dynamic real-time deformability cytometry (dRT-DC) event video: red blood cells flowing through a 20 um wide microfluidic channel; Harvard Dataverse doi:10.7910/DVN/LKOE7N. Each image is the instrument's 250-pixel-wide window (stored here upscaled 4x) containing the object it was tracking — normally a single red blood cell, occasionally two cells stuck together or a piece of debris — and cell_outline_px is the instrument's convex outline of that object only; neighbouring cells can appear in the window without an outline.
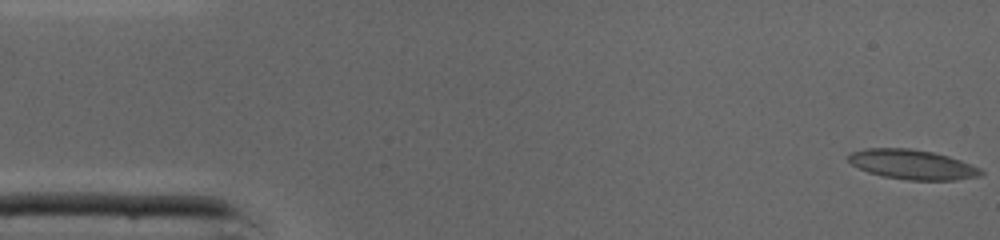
{"species": "common noctule bat (a hibernating species)", "species_latin": "Nyctalus noctula", "temperature_condition": "cold", "stored_images_in_passage": 46, "camera_frame_rate_fps": 3000, "um_per_image_px": 0.085, "animal": {"sex": "male", "body_mass_g": 19.0, "forearm_length_mm": 50.8}, "frame": {"image": 1, "passage_image": 1, "time_ms": 0.0, "image_size_px": [1000, 240], "cell_outline_px": [[984, 172], [980, 176], [956, 180], [908, 180], [884, 176], [868, 172], [852, 164], [848, 160], [848, 156], [852, 152], [864, 148], [908, 148], [932, 152], [948, 156], [960, 160], [980, 168]], "centroid_in_image_um": [77.56, 13.98], "position_along_channel_um": 7.4, "area_um2": 22.77}}
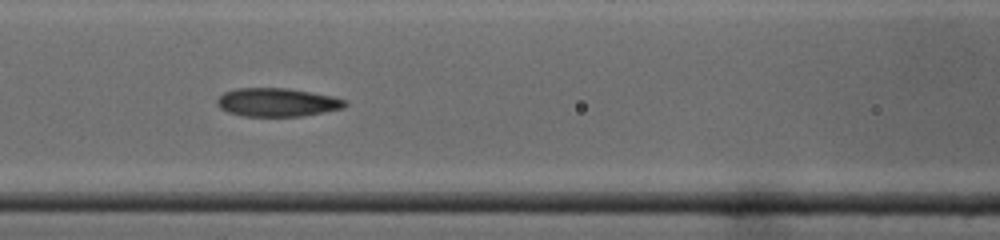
{"frame": {"image": 2, "passage_image": 19, "time_ms": 6.0, "image_size_px": [1000, 240], "cell_outline_px": [[348, 104], [344, 108], [324, 112], [300, 116], [244, 116], [228, 112], [220, 108], [216, 104], [216, 100], [224, 92], [236, 88], [288, 88], [312, 92], [332, 96], [348, 100]], "centroid_in_image_um": [23.58, 8.69], "position_along_channel_um": 143.0, "area_um2": 21.33}}
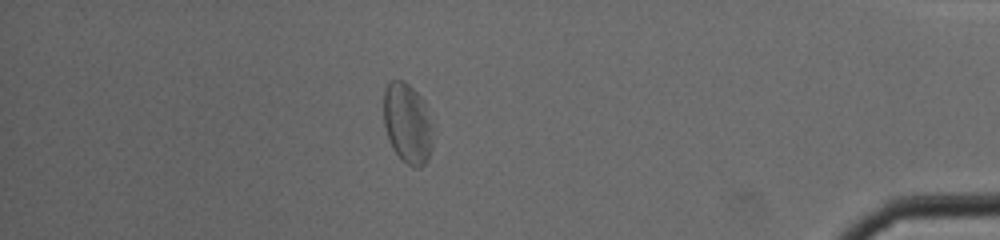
{"frame": {"image": 3, "passage_image": 40, "time_ms": 13.0, "image_size_px": [1000, 240], "cell_outline_px": [[432, 148], [428, 160], [420, 168], [416, 168], [408, 164], [392, 148], [388, 140], [384, 124], [384, 88], [392, 80], [404, 80], [424, 100], [432, 140]], "centroid_in_image_um": [34.6, 10.49], "position_along_channel_um": 400.6, "area_um2": 22.66}, "authors_computed_cell_mechanics": {"area_um2": 21.8195, "velocity_mm_per_s": 4.3158, "shape_relaxation_time_tau1_ms": null, "shape_relaxation_time_tau2_ms": 2.6064, "deformation_change_tau1": null, "deformation_change_tau2": 0.0877}}